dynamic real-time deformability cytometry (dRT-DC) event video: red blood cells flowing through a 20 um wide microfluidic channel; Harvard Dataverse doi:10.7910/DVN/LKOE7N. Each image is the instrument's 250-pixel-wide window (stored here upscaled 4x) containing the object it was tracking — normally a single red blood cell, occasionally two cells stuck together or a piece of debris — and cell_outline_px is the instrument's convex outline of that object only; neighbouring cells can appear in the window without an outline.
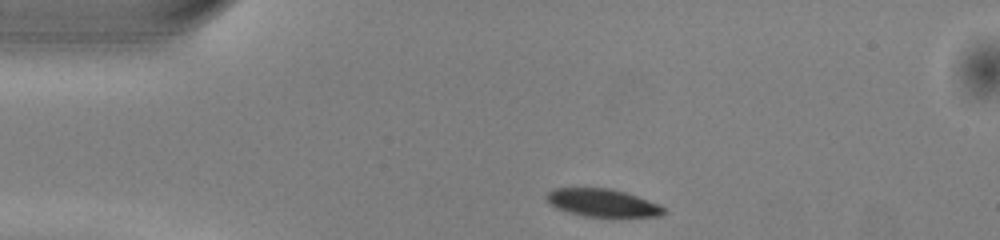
{"species": "common noctule bat (a hibernating species)", "species_latin": "Nyctalus noctula", "temperature_condition": "warm", "stored_images_in_passage": 41, "camera_frame_rate_fps": 3000, "um_per_image_px": 0.085, "animal": {"sex": "male", "body_mass_g": 13.0, "forearm_length_mm": 53.1}, "frame": {"image": 1, "passage_image": 1, "time_ms": 0.0, "image_size_px": [1000, 240], "cell_outline_px": [[664, 212], [660, 216], [584, 216], [556, 208], [544, 196], [552, 188], [612, 188], [660, 204], [664, 208]], "centroid_in_image_um": [51.19, 17.22], "position_along_channel_um": 33.8, "area_um2": 18.67}}
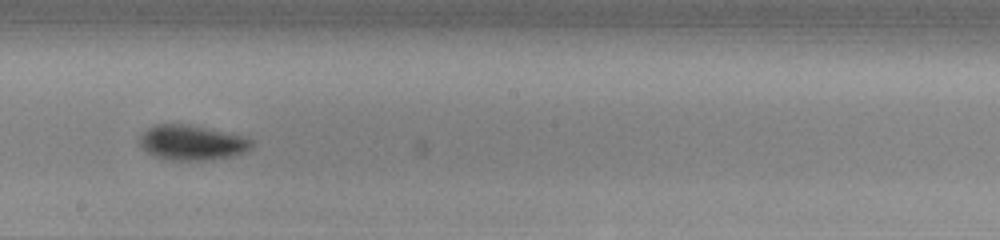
{"frame": {"image": 2, "passage_image": 19, "time_ms": 6.0, "image_size_px": [1000, 240], "cell_outline_px": [[256, 144], [252, 148], [244, 152], [232, 156], [208, 160], [168, 160], [156, 156], [148, 152], [136, 140], [148, 128], [156, 124], [188, 124], [248, 136]], "centroid_in_image_um": [16.37, 12.11], "position_along_channel_um": 231.8, "area_um2": 23.12}}
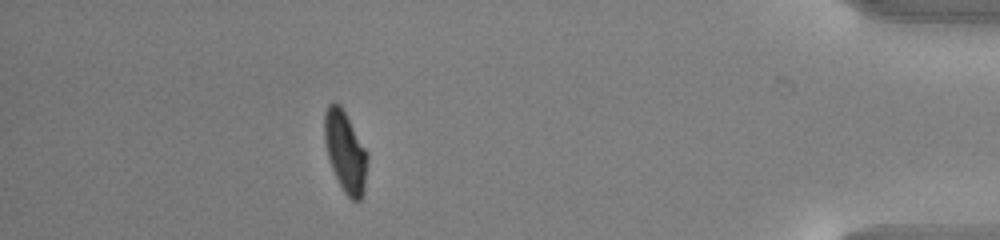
{"frame": {"image": 3, "passage_image": 36, "time_ms": 11.667, "image_size_px": [1000, 240], "cell_outline_px": [[368, 160], [364, 196], [356, 204], [344, 192], [332, 168], [324, 144], [324, 112], [328, 104], [340, 104], [368, 152]], "centroid_in_image_um": [29.37, 12.93], "position_along_channel_um": 405.8, "area_um2": 20.46}, "authors_computed_cell_mechanics": {"area_um2": 21.5594, "velocity_mm_per_s": 4.0131, "shape_relaxation_time_tau1_ms": 2.475, "shape_relaxation_time_tau2_ms": 2.2551, "deformation_change_tau1": 0.1118, "deformation_change_tau2": 0.0548}}